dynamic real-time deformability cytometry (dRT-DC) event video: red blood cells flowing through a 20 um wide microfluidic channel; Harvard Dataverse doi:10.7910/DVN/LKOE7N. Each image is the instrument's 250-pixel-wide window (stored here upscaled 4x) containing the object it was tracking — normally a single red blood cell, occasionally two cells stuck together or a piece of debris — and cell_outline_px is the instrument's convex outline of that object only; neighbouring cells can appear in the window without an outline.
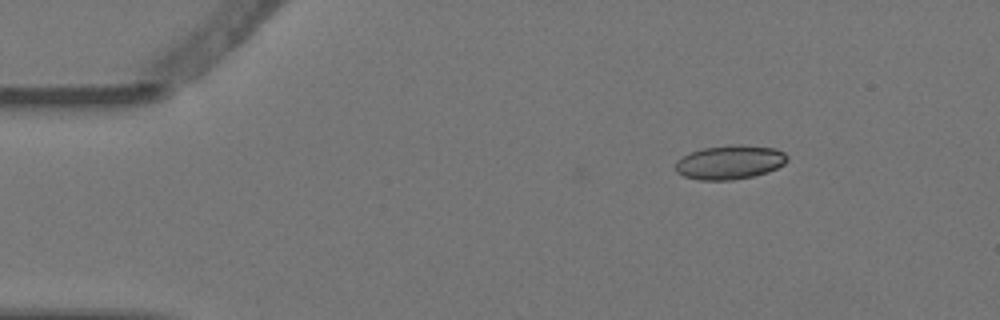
{"species": "Egyptian fruit bat (a non-hibernating species)", "species_latin": "Rousettus aegyptiacus", "temperature_condition": "warm", "stored_images_in_passage": 5, "camera_frame_rate_fps": 3000, "um_per_image_px": 0.085, "animal": {"sex": "female"}, "frame": {"image": 1, "passage_image": 1, "time_ms": 0.0, "image_size_px": [1000, 320], "cell_outline_px": [[788, 160], [784, 164], [768, 172], [752, 176], [732, 180], [700, 180], [684, 176], [676, 172], [676, 160], [692, 152], [704, 148], [732, 144], [740, 144], [776, 148], [784, 152], [788, 156]], "centroid_in_image_um": [62.06, 13.78], "position_along_channel_um": 22.9, "area_um2": 22.2}}
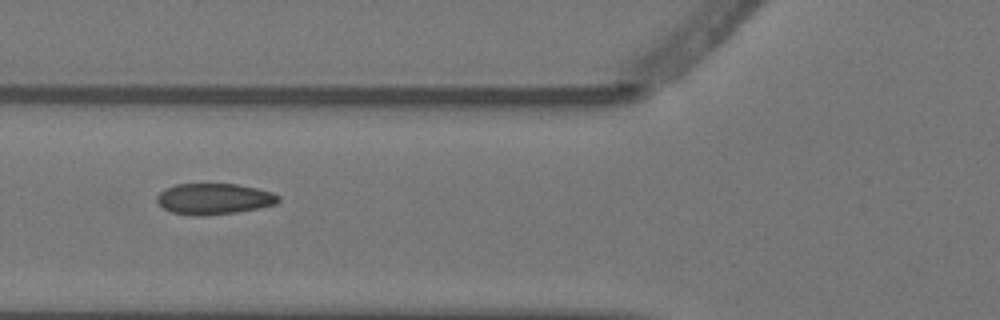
{"frame": {"image": 2, "passage_image": 4, "time_ms": 1.0, "image_size_px": [1000, 320], "cell_outline_px": [[280, 200], [276, 204], [236, 212], [172, 212], [164, 208], [156, 200], [156, 196], [164, 188], [176, 184], [236, 184], [256, 188], [272, 192], [280, 196]], "centroid_in_image_um": [18.22, 16.84], "position_along_channel_um": 107.6, "area_um2": 20.87}}
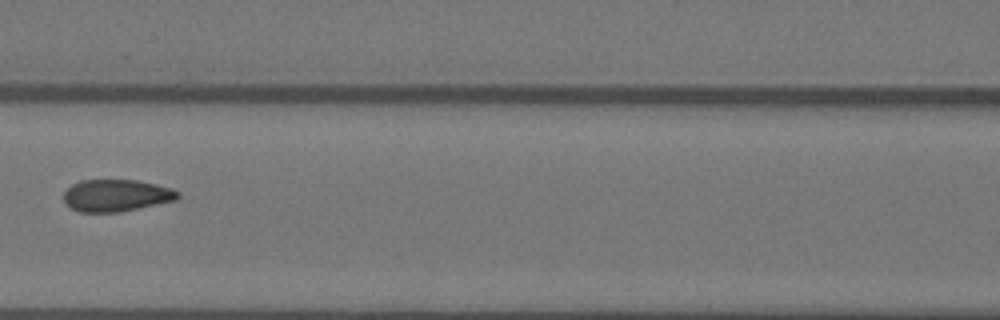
{"frame": {"image": 3, "passage_image": 5, "time_ms": 1.333, "image_size_px": [1000, 320], "cell_outline_px": [[180, 196], [176, 200], [120, 212], [80, 212], [64, 204], [64, 192], [72, 184], [80, 180], [136, 180], [156, 184], [172, 188], [180, 192]], "centroid_in_image_um": [9.88, 16.61], "position_along_channel_um": 156.7, "area_um2": 21.39}}